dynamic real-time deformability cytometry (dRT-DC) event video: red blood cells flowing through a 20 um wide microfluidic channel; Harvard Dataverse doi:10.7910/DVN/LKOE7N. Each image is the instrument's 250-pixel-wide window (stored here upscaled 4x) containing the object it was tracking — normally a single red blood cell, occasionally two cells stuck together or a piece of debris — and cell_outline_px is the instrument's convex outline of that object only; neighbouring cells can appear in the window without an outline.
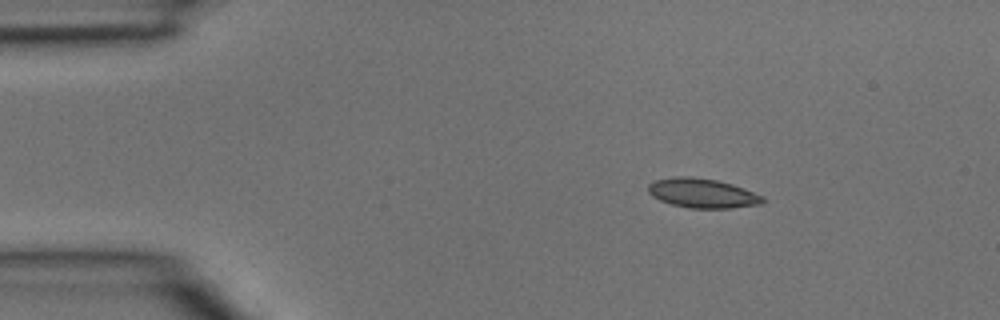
{"species": "common noctule bat (a hibernating species)", "species_latin": "Nyctalus noctula", "temperature_condition": "room temperature", "stored_images_in_passage": 3, "camera_frame_rate_fps": 3000, "um_per_image_px": 0.085, "animal": {"sex": "male", "body_mass_g": 15.6}, "frame": {"image": 1, "passage_image": 1, "time_ms": 0.0, "image_size_px": [1000, 320], "cell_outline_px": [[764, 200], [760, 204], [728, 208], [688, 208], [672, 204], [660, 200], [652, 196], [648, 192], [648, 184], [656, 180], [676, 176], [692, 176], [716, 180], [732, 184], [744, 188], [764, 196]], "centroid_in_image_um": [59.69, 16.41], "position_along_channel_um": 25.3, "area_um2": 19.59}}
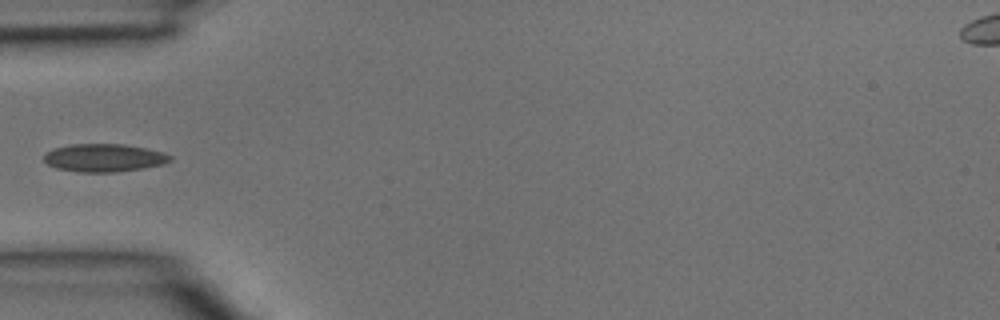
{"frame": {"image": 2, "passage_image": 3, "time_ms": 0.667, "image_size_px": [1000, 320], "cell_outline_px": [[172, 160], [164, 164], [144, 168], [116, 172], [80, 172], [56, 168], [48, 164], [44, 160], [44, 152], [52, 148], [68, 144], [124, 144], [148, 148], [164, 152], [172, 156]], "centroid_in_image_um": [8.85, 13.4], "position_along_channel_um": 76.1, "area_um2": 20.87}}